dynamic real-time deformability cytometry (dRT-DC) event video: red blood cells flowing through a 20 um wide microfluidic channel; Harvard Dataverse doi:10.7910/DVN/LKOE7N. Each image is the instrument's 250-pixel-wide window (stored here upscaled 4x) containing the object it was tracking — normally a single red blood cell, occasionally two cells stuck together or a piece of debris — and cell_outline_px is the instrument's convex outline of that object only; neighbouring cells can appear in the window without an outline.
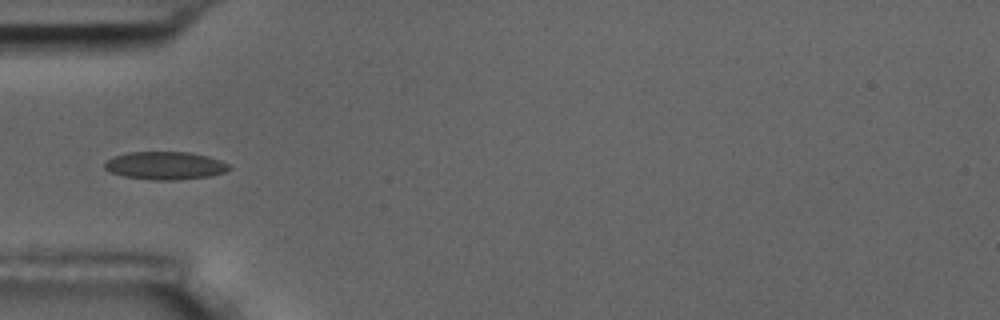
{"species": "common noctule bat (a hibernating species)", "species_latin": "Nyctalus noctula", "temperature_condition": "room temperature", "stored_images_in_passage": 8, "camera_frame_rate_fps": 3000, "um_per_image_px": 0.085, "animal": {"sex": "male", "body_mass_g": 17.5, "forearm_length_mm": 52.3}, "frame": {"image": 1, "passage_image": 6, "time_ms": 5.667, "image_size_px": [1000, 320], "cell_outline_px": [[232, 168], [224, 172], [212, 176], [176, 180], [152, 180], [124, 176], [108, 172], [104, 168], [104, 160], [112, 156], [128, 152], [188, 152], [208, 156], [220, 160], [228, 164]], "centroid_in_image_um": [14.0, 14.07], "position_along_channel_um": 71.0, "area_um2": 20.52}}